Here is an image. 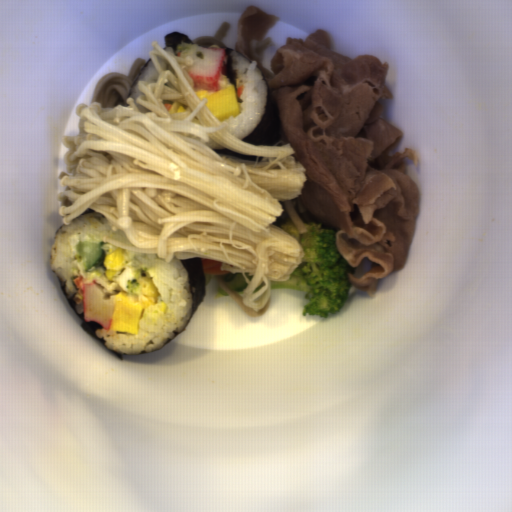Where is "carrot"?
I'll return each mask as SVG.
<instances>
[{
    "label": "carrot",
    "instance_id": "cead05ca",
    "mask_svg": "<svg viewBox=\"0 0 512 512\" xmlns=\"http://www.w3.org/2000/svg\"><path fill=\"white\" fill-rule=\"evenodd\" d=\"M72 283L74 284L78 291L83 293V284L86 282L80 274L73 279Z\"/></svg>",
    "mask_w": 512,
    "mask_h": 512
},
{
    "label": "carrot",
    "instance_id": "b8716197",
    "mask_svg": "<svg viewBox=\"0 0 512 512\" xmlns=\"http://www.w3.org/2000/svg\"><path fill=\"white\" fill-rule=\"evenodd\" d=\"M202 267L204 274H212V275H227L231 273L229 270H222L221 265L223 262L221 261H215V260H208V259H202Z\"/></svg>",
    "mask_w": 512,
    "mask_h": 512
},
{
    "label": "carrot",
    "instance_id": "1c9b5961",
    "mask_svg": "<svg viewBox=\"0 0 512 512\" xmlns=\"http://www.w3.org/2000/svg\"><path fill=\"white\" fill-rule=\"evenodd\" d=\"M244 91H245V87H244V85H240V86L236 89L235 94H236L237 99H238V98H240V97L243 95Z\"/></svg>",
    "mask_w": 512,
    "mask_h": 512
}]
</instances>
